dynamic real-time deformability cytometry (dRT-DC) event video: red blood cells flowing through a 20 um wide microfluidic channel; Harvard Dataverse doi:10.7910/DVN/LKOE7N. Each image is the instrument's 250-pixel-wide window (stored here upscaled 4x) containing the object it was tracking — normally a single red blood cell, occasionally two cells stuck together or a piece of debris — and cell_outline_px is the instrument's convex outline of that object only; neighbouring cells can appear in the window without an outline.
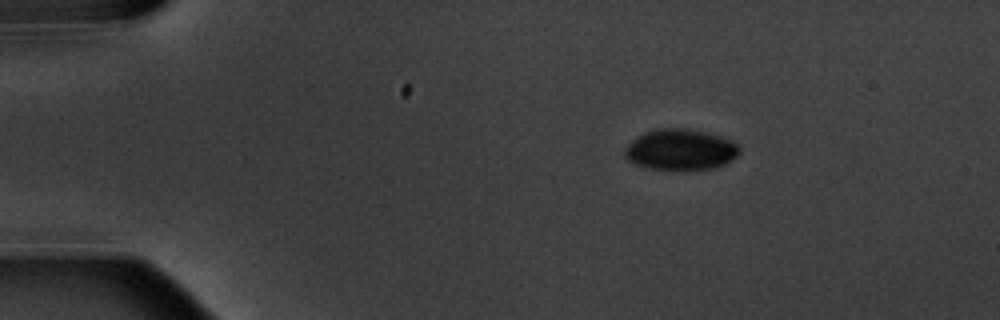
{"species": "common noctule bat (a hibernating species)", "species_latin": "Nyctalus noctula", "temperature_condition": "warm", "stored_images_in_passage": 5, "camera_frame_rate_fps": 3000, "um_per_image_px": 0.085, "animal": {"sex": "male", "body_mass_g": 20.1, "forearm_length_mm": 53.5}, "frame": {"image": 1, "passage_image": 2, "time_ms": 1.333, "image_size_px": [1000, 320], "cell_outline_px": [[740, 152], [732, 160], [716, 168], [680, 172], [648, 168], [636, 164], [628, 160], [624, 156], [624, 148], [636, 136], [644, 132], [660, 128], [684, 128], [704, 132], [720, 136], [732, 140], [740, 148]], "centroid_in_image_um": [57.83, 12.75], "position_along_channel_um": 27.2, "area_um2": 27.98}}
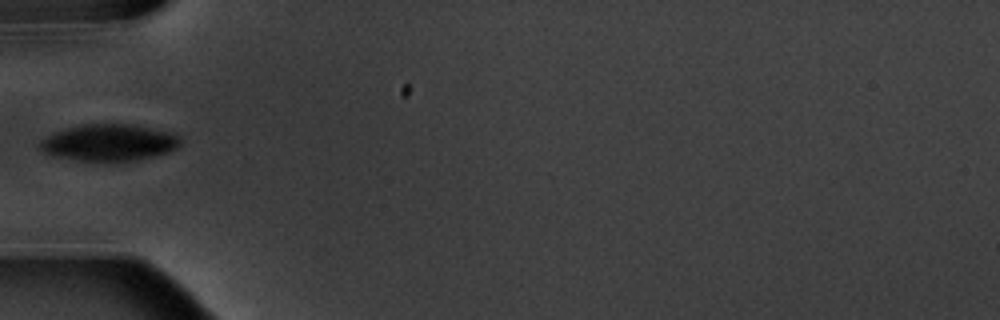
{"frame": {"image": 2, "passage_image": 5, "time_ms": 4.667, "image_size_px": [1000, 320], "cell_outline_px": [[180, 144], [176, 148], [168, 152], [136, 160], [76, 160], [52, 156], [36, 148], [40, 140], [56, 132], [68, 128], [84, 124], [128, 124], [176, 132], [180, 136]], "centroid_in_image_um": [9.27, 12.11], "position_along_channel_um": 75.7, "area_um2": 29.88}}